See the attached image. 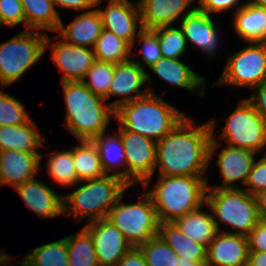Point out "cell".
<instances>
[{
	"label": "cell",
	"instance_id": "cell-1",
	"mask_svg": "<svg viewBox=\"0 0 266 266\" xmlns=\"http://www.w3.org/2000/svg\"><path fill=\"white\" fill-rule=\"evenodd\" d=\"M215 127L214 121L196 126L192 118L182 119L157 141L158 175L202 177L206 174L211 156L222 145L214 137Z\"/></svg>",
	"mask_w": 266,
	"mask_h": 266
},
{
	"label": "cell",
	"instance_id": "cell-2",
	"mask_svg": "<svg viewBox=\"0 0 266 266\" xmlns=\"http://www.w3.org/2000/svg\"><path fill=\"white\" fill-rule=\"evenodd\" d=\"M61 84L67 110L65 118L67 130L79 141H91L106 132L107 125L115 114V110L104 103L106 100L94 94L82 81Z\"/></svg>",
	"mask_w": 266,
	"mask_h": 266
},
{
	"label": "cell",
	"instance_id": "cell-3",
	"mask_svg": "<svg viewBox=\"0 0 266 266\" xmlns=\"http://www.w3.org/2000/svg\"><path fill=\"white\" fill-rule=\"evenodd\" d=\"M187 115L152 93L120 105L114 117L119 127L157 142Z\"/></svg>",
	"mask_w": 266,
	"mask_h": 266
},
{
	"label": "cell",
	"instance_id": "cell-4",
	"mask_svg": "<svg viewBox=\"0 0 266 266\" xmlns=\"http://www.w3.org/2000/svg\"><path fill=\"white\" fill-rule=\"evenodd\" d=\"M208 179L192 176H158L150 195L159 222H173L206 203Z\"/></svg>",
	"mask_w": 266,
	"mask_h": 266
},
{
	"label": "cell",
	"instance_id": "cell-5",
	"mask_svg": "<svg viewBox=\"0 0 266 266\" xmlns=\"http://www.w3.org/2000/svg\"><path fill=\"white\" fill-rule=\"evenodd\" d=\"M84 181V185L68 195H63L64 213L72 216L74 220L76 218V222L87 216L88 223L106 218L111 207L130 187L114 173Z\"/></svg>",
	"mask_w": 266,
	"mask_h": 266
},
{
	"label": "cell",
	"instance_id": "cell-6",
	"mask_svg": "<svg viewBox=\"0 0 266 266\" xmlns=\"http://www.w3.org/2000/svg\"><path fill=\"white\" fill-rule=\"evenodd\" d=\"M207 193L205 205L212 210L218 231L220 222L236 230L226 233L247 236L261 220L256 196L248 194L243 188L207 189Z\"/></svg>",
	"mask_w": 266,
	"mask_h": 266
},
{
	"label": "cell",
	"instance_id": "cell-7",
	"mask_svg": "<svg viewBox=\"0 0 266 266\" xmlns=\"http://www.w3.org/2000/svg\"><path fill=\"white\" fill-rule=\"evenodd\" d=\"M123 194L111 207L106 217L124 235L132 247H139L158 235L159 220L150 195L141 194V200L132 204L122 203Z\"/></svg>",
	"mask_w": 266,
	"mask_h": 266
},
{
	"label": "cell",
	"instance_id": "cell-8",
	"mask_svg": "<svg viewBox=\"0 0 266 266\" xmlns=\"http://www.w3.org/2000/svg\"><path fill=\"white\" fill-rule=\"evenodd\" d=\"M45 33L24 30L0 43V88L11 85L45 53Z\"/></svg>",
	"mask_w": 266,
	"mask_h": 266
},
{
	"label": "cell",
	"instance_id": "cell-9",
	"mask_svg": "<svg viewBox=\"0 0 266 266\" xmlns=\"http://www.w3.org/2000/svg\"><path fill=\"white\" fill-rule=\"evenodd\" d=\"M220 137L228 146L258 153L266 146V121L247 99L240 100Z\"/></svg>",
	"mask_w": 266,
	"mask_h": 266
},
{
	"label": "cell",
	"instance_id": "cell-10",
	"mask_svg": "<svg viewBox=\"0 0 266 266\" xmlns=\"http://www.w3.org/2000/svg\"><path fill=\"white\" fill-rule=\"evenodd\" d=\"M249 46L227 59L217 84L254 89L266 82V42H248Z\"/></svg>",
	"mask_w": 266,
	"mask_h": 266
},
{
	"label": "cell",
	"instance_id": "cell-11",
	"mask_svg": "<svg viewBox=\"0 0 266 266\" xmlns=\"http://www.w3.org/2000/svg\"><path fill=\"white\" fill-rule=\"evenodd\" d=\"M118 129L125 149L127 183L132 186L141 182L147 189L156 170L157 142L123 127Z\"/></svg>",
	"mask_w": 266,
	"mask_h": 266
},
{
	"label": "cell",
	"instance_id": "cell-12",
	"mask_svg": "<svg viewBox=\"0 0 266 266\" xmlns=\"http://www.w3.org/2000/svg\"><path fill=\"white\" fill-rule=\"evenodd\" d=\"M82 228L91 236L99 266H116L132 248L120 230L106 218L89 222Z\"/></svg>",
	"mask_w": 266,
	"mask_h": 266
},
{
	"label": "cell",
	"instance_id": "cell-13",
	"mask_svg": "<svg viewBox=\"0 0 266 266\" xmlns=\"http://www.w3.org/2000/svg\"><path fill=\"white\" fill-rule=\"evenodd\" d=\"M146 82L151 83L152 79L132 58L131 60L114 64V77L107 93V99L111 96H123V98L115 100L109 105L115 110L122 104L141 98L149 92L152 93L150 88L141 92V87Z\"/></svg>",
	"mask_w": 266,
	"mask_h": 266
},
{
	"label": "cell",
	"instance_id": "cell-14",
	"mask_svg": "<svg viewBox=\"0 0 266 266\" xmlns=\"http://www.w3.org/2000/svg\"><path fill=\"white\" fill-rule=\"evenodd\" d=\"M51 42L50 38L46 36L45 52L51 45L52 60L60 71L64 72L61 83L83 81L87 70L96 60L93 49L71 45L63 40L53 44Z\"/></svg>",
	"mask_w": 266,
	"mask_h": 266
},
{
	"label": "cell",
	"instance_id": "cell-15",
	"mask_svg": "<svg viewBox=\"0 0 266 266\" xmlns=\"http://www.w3.org/2000/svg\"><path fill=\"white\" fill-rule=\"evenodd\" d=\"M97 10L102 19L103 29L115 33L133 49L136 38L143 29L139 23L141 21L139 6L135 3L109 0L106 9L97 8Z\"/></svg>",
	"mask_w": 266,
	"mask_h": 266
},
{
	"label": "cell",
	"instance_id": "cell-16",
	"mask_svg": "<svg viewBox=\"0 0 266 266\" xmlns=\"http://www.w3.org/2000/svg\"><path fill=\"white\" fill-rule=\"evenodd\" d=\"M247 236L219 231L206 249V266H242L248 261Z\"/></svg>",
	"mask_w": 266,
	"mask_h": 266
},
{
	"label": "cell",
	"instance_id": "cell-17",
	"mask_svg": "<svg viewBox=\"0 0 266 266\" xmlns=\"http://www.w3.org/2000/svg\"><path fill=\"white\" fill-rule=\"evenodd\" d=\"M180 29L185 36L187 43H191L200 48L202 52L207 53L210 57L216 53L218 45L217 27L212 17L193 7L187 13L181 16Z\"/></svg>",
	"mask_w": 266,
	"mask_h": 266
},
{
	"label": "cell",
	"instance_id": "cell-18",
	"mask_svg": "<svg viewBox=\"0 0 266 266\" xmlns=\"http://www.w3.org/2000/svg\"><path fill=\"white\" fill-rule=\"evenodd\" d=\"M257 153L245 149L228 146L218 153L217 166L223 177L222 185H209L207 189H239L236 181L245 184Z\"/></svg>",
	"mask_w": 266,
	"mask_h": 266
},
{
	"label": "cell",
	"instance_id": "cell-19",
	"mask_svg": "<svg viewBox=\"0 0 266 266\" xmlns=\"http://www.w3.org/2000/svg\"><path fill=\"white\" fill-rule=\"evenodd\" d=\"M28 208L41 218L64 214L63 196L37 179H31L15 188Z\"/></svg>",
	"mask_w": 266,
	"mask_h": 266
},
{
	"label": "cell",
	"instance_id": "cell-20",
	"mask_svg": "<svg viewBox=\"0 0 266 266\" xmlns=\"http://www.w3.org/2000/svg\"><path fill=\"white\" fill-rule=\"evenodd\" d=\"M42 154L27 151L0 152L1 185H19L34 179L39 172Z\"/></svg>",
	"mask_w": 266,
	"mask_h": 266
},
{
	"label": "cell",
	"instance_id": "cell-21",
	"mask_svg": "<svg viewBox=\"0 0 266 266\" xmlns=\"http://www.w3.org/2000/svg\"><path fill=\"white\" fill-rule=\"evenodd\" d=\"M102 30L103 24L100 13L97 8H94L79 14L67 27L63 25L62 19H60L57 29L60 33L53 37L63 39L71 45L93 49Z\"/></svg>",
	"mask_w": 266,
	"mask_h": 266
},
{
	"label": "cell",
	"instance_id": "cell-22",
	"mask_svg": "<svg viewBox=\"0 0 266 266\" xmlns=\"http://www.w3.org/2000/svg\"><path fill=\"white\" fill-rule=\"evenodd\" d=\"M193 0H144L140 5V17L143 29L154 30L171 26Z\"/></svg>",
	"mask_w": 266,
	"mask_h": 266
},
{
	"label": "cell",
	"instance_id": "cell-23",
	"mask_svg": "<svg viewBox=\"0 0 266 266\" xmlns=\"http://www.w3.org/2000/svg\"><path fill=\"white\" fill-rule=\"evenodd\" d=\"M162 80L185 88L192 92H197L200 96H205L204 76L195 73L187 64L179 59L161 58L155 65L150 68ZM200 87H202L200 89ZM201 91V92H200Z\"/></svg>",
	"mask_w": 266,
	"mask_h": 266
},
{
	"label": "cell",
	"instance_id": "cell-24",
	"mask_svg": "<svg viewBox=\"0 0 266 266\" xmlns=\"http://www.w3.org/2000/svg\"><path fill=\"white\" fill-rule=\"evenodd\" d=\"M233 27L246 42H266V10L247 1L237 6Z\"/></svg>",
	"mask_w": 266,
	"mask_h": 266
},
{
	"label": "cell",
	"instance_id": "cell-25",
	"mask_svg": "<svg viewBox=\"0 0 266 266\" xmlns=\"http://www.w3.org/2000/svg\"><path fill=\"white\" fill-rule=\"evenodd\" d=\"M39 128L31 120L26 125L0 126V152L3 151H27L38 153L36 150L44 146Z\"/></svg>",
	"mask_w": 266,
	"mask_h": 266
},
{
	"label": "cell",
	"instance_id": "cell-26",
	"mask_svg": "<svg viewBox=\"0 0 266 266\" xmlns=\"http://www.w3.org/2000/svg\"><path fill=\"white\" fill-rule=\"evenodd\" d=\"M96 146L103 171L106 175H109L111 171L118 170V168L125 166L121 171L115 173L118 177L127 182V165L125 159V149L118 132H114L111 135H105V132L99 134L91 140Z\"/></svg>",
	"mask_w": 266,
	"mask_h": 266
},
{
	"label": "cell",
	"instance_id": "cell-27",
	"mask_svg": "<svg viewBox=\"0 0 266 266\" xmlns=\"http://www.w3.org/2000/svg\"><path fill=\"white\" fill-rule=\"evenodd\" d=\"M201 208L175 219L173 223L185 236L207 248L219 231L212 214L201 211Z\"/></svg>",
	"mask_w": 266,
	"mask_h": 266
},
{
	"label": "cell",
	"instance_id": "cell-28",
	"mask_svg": "<svg viewBox=\"0 0 266 266\" xmlns=\"http://www.w3.org/2000/svg\"><path fill=\"white\" fill-rule=\"evenodd\" d=\"M158 235L181 258L206 260V247L185 236L173 222H160Z\"/></svg>",
	"mask_w": 266,
	"mask_h": 266
},
{
	"label": "cell",
	"instance_id": "cell-29",
	"mask_svg": "<svg viewBox=\"0 0 266 266\" xmlns=\"http://www.w3.org/2000/svg\"><path fill=\"white\" fill-rule=\"evenodd\" d=\"M22 3L26 29L57 31L60 15L54 7L53 0H20Z\"/></svg>",
	"mask_w": 266,
	"mask_h": 266
},
{
	"label": "cell",
	"instance_id": "cell-30",
	"mask_svg": "<svg viewBox=\"0 0 266 266\" xmlns=\"http://www.w3.org/2000/svg\"><path fill=\"white\" fill-rule=\"evenodd\" d=\"M73 159L78 181L98 179L106 175L103 171L99 153L92 141L80 140L73 148Z\"/></svg>",
	"mask_w": 266,
	"mask_h": 266
},
{
	"label": "cell",
	"instance_id": "cell-31",
	"mask_svg": "<svg viewBox=\"0 0 266 266\" xmlns=\"http://www.w3.org/2000/svg\"><path fill=\"white\" fill-rule=\"evenodd\" d=\"M95 59L110 63H120L131 59V45L115 33L102 30L93 47Z\"/></svg>",
	"mask_w": 266,
	"mask_h": 266
},
{
	"label": "cell",
	"instance_id": "cell-32",
	"mask_svg": "<svg viewBox=\"0 0 266 266\" xmlns=\"http://www.w3.org/2000/svg\"><path fill=\"white\" fill-rule=\"evenodd\" d=\"M22 263L25 266H69L66 238L32 249Z\"/></svg>",
	"mask_w": 266,
	"mask_h": 266
},
{
	"label": "cell",
	"instance_id": "cell-33",
	"mask_svg": "<svg viewBox=\"0 0 266 266\" xmlns=\"http://www.w3.org/2000/svg\"><path fill=\"white\" fill-rule=\"evenodd\" d=\"M47 173L52 179L63 187H73L81 184L78 181L73 159V148L71 150L54 151L48 156Z\"/></svg>",
	"mask_w": 266,
	"mask_h": 266
},
{
	"label": "cell",
	"instance_id": "cell-34",
	"mask_svg": "<svg viewBox=\"0 0 266 266\" xmlns=\"http://www.w3.org/2000/svg\"><path fill=\"white\" fill-rule=\"evenodd\" d=\"M69 266H99L91 236L82 228L66 237Z\"/></svg>",
	"mask_w": 266,
	"mask_h": 266
},
{
	"label": "cell",
	"instance_id": "cell-35",
	"mask_svg": "<svg viewBox=\"0 0 266 266\" xmlns=\"http://www.w3.org/2000/svg\"><path fill=\"white\" fill-rule=\"evenodd\" d=\"M147 266H178L179 256L156 235L139 246Z\"/></svg>",
	"mask_w": 266,
	"mask_h": 266
},
{
	"label": "cell",
	"instance_id": "cell-36",
	"mask_svg": "<svg viewBox=\"0 0 266 266\" xmlns=\"http://www.w3.org/2000/svg\"><path fill=\"white\" fill-rule=\"evenodd\" d=\"M114 77V63L95 60L87 70L82 83L94 94L107 100V93ZM86 78L89 80L86 81Z\"/></svg>",
	"mask_w": 266,
	"mask_h": 266
},
{
	"label": "cell",
	"instance_id": "cell-37",
	"mask_svg": "<svg viewBox=\"0 0 266 266\" xmlns=\"http://www.w3.org/2000/svg\"><path fill=\"white\" fill-rule=\"evenodd\" d=\"M159 38V46L163 58L179 59L188 46L180 27H159L153 30Z\"/></svg>",
	"mask_w": 266,
	"mask_h": 266
},
{
	"label": "cell",
	"instance_id": "cell-38",
	"mask_svg": "<svg viewBox=\"0 0 266 266\" xmlns=\"http://www.w3.org/2000/svg\"><path fill=\"white\" fill-rule=\"evenodd\" d=\"M31 121L25 106L3 91H0V126L26 125Z\"/></svg>",
	"mask_w": 266,
	"mask_h": 266
},
{
	"label": "cell",
	"instance_id": "cell-39",
	"mask_svg": "<svg viewBox=\"0 0 266 266\" xmlns=\"http://www.w3.org/2000/svg\"><path fill=\"white\" fill-rule=\"evenodd\" d=\"M137 39L139 44L142 45L139 51L142 53L141 59L143 60L144 66L138 61L136 63L143 70L145 66L151 68L162 58L158 35L153 30L141 29Z\"/></svg>",
	"mask_w": 266,
	"mask_h": 266
},
{
	"label": "cell",
	"instance_id": "cell-40",
	"mask_svg": "<svg viewBox=\"0 0 266 266\" xmlns=\"http://www.w3.org/2000/svg\"><path fill=\"white\" fill-rule=\"evenodd\" d=\"M24 22L25 15L20 0H0V23L7 27H14Z\"/></svg>",
	"mask_w": 266,
	"mask_h": 266
},
{
	"label": "cell",
	"instance_id": "cell-41",
	"mask_svg": "<svg viewBox=\"0 0 266 266\" xmlns=\"http://www.w3.org/2000/svg\"><path fill=\"white\" fill-rule=\"evenodd\" d=\"M244 185L248 187L243 190L253 196L266 190V155L258 161H254Z\"/></svg>",
	"mask_w": 266,
	"mask_h": 266
},
{
	"label": "cell",
	"instance_id": "cell-42",
	"mask_svg": "<svg viewBox=\"0 0 266 266\" xmlns=\"http://www.w3.org/2000/svg\"><path fill=\"white\" fill-rule=\"evenodd\" d=\"M249 252H266V222L262 219L247 235Z\"/></svg>",
	"mask_w": 266,
	"mask_h": 266
},
{
	"label": "cell",
	"instance_id": "cell-43",
	"mask_svg": "<svg viewBox=\"0 0 266 266\" xmlns=\"http://www.w3.org/2000/svg\"><path fill=\"white\" fill-rule=\"evenodd\" d=\"M239 1L240 0H199V5L195 7L210 15L213 12H225L230 10L236 7Z\"/></svg>",
	"mask_w": 266,
	"mask_h": 266
},
{
	"label": "cell",
	"instance_id": "cell-44",
	"mask_svg": "<svg viewBox=\"0 0 266 266\" xmlns=\"http://www.w3.org/2000/svg\"><path fill=\"white\" fill-rule=\"evenodd\" d=\"M103 0H53L54 7L74 9L77 11L93 10L92 8L99 6Z\"/></svg>",
	"mask_w": 266,
	"mask_h": 266
},
{
	"label": "cell",
	"instance_id": "cell-45",
	"mask_svg": "<svg viewBox=\"0 0 266 266\" xmlns=\"http://www.w3.org/2000/svg\"><path fill=\"white\" fill-rule=\"evenodd\" d=\"M255 93L246 98L266 121V82L254 88Z\"/></svg>",
	"mask_w": 266,
	"mask_h": 266
},
{
	"label": "cell",
	"instance_id": "cell-46",
	"mask_svg": "<svg viewBox=\"0 0 266 266\" xmlns=\"http://www.w3.org/2000/svg\"><path fill=\"white\" fill-rule=\"evenodd\" d=\"M116 266H147L145 257L139 247H132Z\"/></svg>",
	"mask_w": 266,
	"mask_h": 266
},
{
	"label": "cell",
	"instance_id": "cell-47",
	"mask_svg": "<svg viewBox=\"0 0 266 266\" xmlns=\"http://www.w3.org/2000/svg\"><path fill=\"white\" fill-rule=\"evenodd\" d=\"M248 262L253 266H266V252H249Z\"/></svg>",
	"mask_w": 266,
	"mask_h": 266
},
{
	"label": "cell",
	"instance_id": "cell-48",
	"mask_svg": "<svg viewBox=\"0 0 266 266\" xmlns=\"http://www.w3.org/2000/svg\"><path fill=\"white\" fill-rule=\"evenodd\" d=\"M258 211L260 218L263 220L266 217V190L261 191L256 195Z\"/></svg>",
	"mask_w": 266,
	"mask_h": 266
},
{
	"label": "cell",
	"instance_id": "cell-49",
	"mask_svg": "<svg viewBox=\"0 0 266 266\" xmlns=\"http://www.w3.org/2000/svg\"><path fill=\"white\" fill-rule=\"evenodd\" d=\"M206 260H190L186 258H178V266H205Z\"/></svg>",
	"mask_w": 266,
	"mask_h": 266
},
{
	"label": "cell",
	"instance_id": "cell-50",
	"mask_svg": "<svg viewBox=\"0 0 266 266\" xmlns=\"http://www.w3.org/2000/svg\"><path fill=\"white\" fill-rule=\"evenodd\" d=\"M11 260L10 255L8 254H0V266H8V264H10L8 261ZM7 261V262H6ZM6 263V264H5ZM11 266V265H9ZM19 266H25L22 262H20Z\"/></svg>",
	"mask_w": 266,
	"mask_h": 266
},
{
	"label": "cell",
	"instance_id": "cell-51",
	"mask_svg": "<svg viewBox=\"0 0 266 266\" xmlns=\"http://www.w3.org/2000/svg\"><path fill=\"white\" fill-rule=\"evenodd\" d=\"M256 6L266 10V0H250Z\"/></svg>",
	"mask_w": 266,
	"mask_h": 266
},
{
	"label": "cell",
	"instance_id": "cell-52",
	"mask_svg": "<svg viewBox=\"0 0 266 266\" xmlns=\"http://www.w3.org/2000/svg\"><path fill=\"white\" fill-rule=\"evenodd\" d=\"M113 1H121V2H128V3H131L130 0H113ZM144 0H139L138 2H135L136 5H140Z\"/></svg>",
	"mask_w": 266,
	"mask_h": 266
},
{
	"label": "cell",
	"instance_id": "cell-53",
	"mask_svg": "<svg viewBox=\"0 0 266 266\" xmlns=\"http://www.w3.org/2000/svg\"><path fill=\"white\" fill-rule=\"evenodd\" d=\"M242 266H253L250 262H246L245 264H243Z\"/></svg>",
	"mask_w": 266,
	"mask_h": 266
},
{
	"label": "cell",
	"instance_id": "cell-54",
	"mask_svg": "<svg viewBox=\"0 0 266 266\" xmlns=\"http://www.w3.org/2000/svg\"><path fill=\"white\" fill-rule=\"evenodd\" d=\"M0 185H1V163H0Z\"/></svg>",
	"mask_w": 266,
	"mask_h": 266
}]
</instances>
